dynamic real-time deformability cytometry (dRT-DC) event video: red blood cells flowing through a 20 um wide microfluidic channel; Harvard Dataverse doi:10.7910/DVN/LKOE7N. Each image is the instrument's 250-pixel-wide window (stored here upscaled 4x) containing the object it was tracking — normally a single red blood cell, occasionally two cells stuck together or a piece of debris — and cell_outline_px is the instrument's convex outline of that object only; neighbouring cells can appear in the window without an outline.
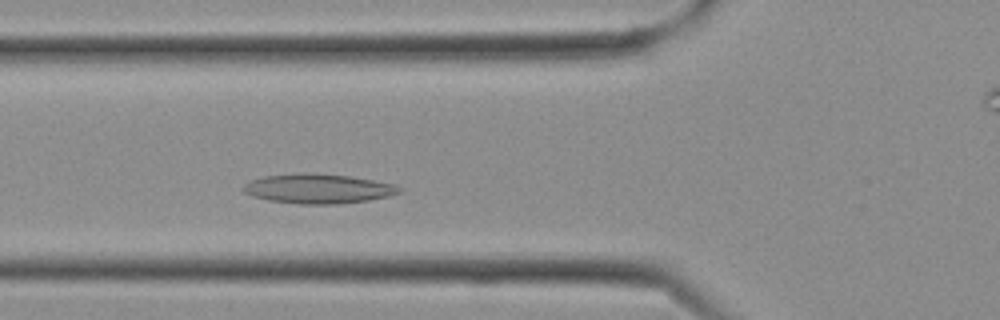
{"species": "Egyptian fruit bat (a non-hibernating species)", "species_latin": "Rousettus aegyptiacus", "temperature_condition": "cold", "stored_images_in_passage": 7, "camera_frame_rate_fps": 3000, "um_per_image_px": 0.085, "frame": {"image": 1, "passage_image": 7, "time_ms": 2.0, "image_size_px": [1000, 320], "cell_outline_px": [[404, 188], [400, 192], [388, 196], [368, 200], [340, 204], [300, 204], [268, 200], [252, 196], [244, 192], [240, 188], [248, 180], [264, 176], [300, 172], [348, 176], [396, 184]], "centroid_in_image_um": [27.01, 16.03], "position_along_channel_um": 98.8, "area_um2": 27.05}}